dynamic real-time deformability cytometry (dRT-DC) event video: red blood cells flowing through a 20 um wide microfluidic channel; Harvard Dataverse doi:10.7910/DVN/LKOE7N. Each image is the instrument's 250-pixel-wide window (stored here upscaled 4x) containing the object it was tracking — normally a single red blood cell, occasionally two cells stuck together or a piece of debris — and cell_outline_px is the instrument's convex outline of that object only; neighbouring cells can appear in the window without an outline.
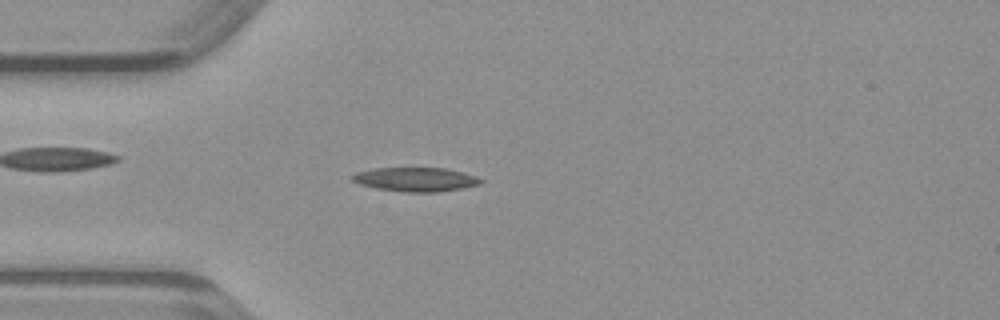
{"species": "common noctule bat (a hibernating species)", "species_latin": "Nyctalus noctula", "temperature_condition": "warm", "stored_images_in_passage": 42, "camera_frame_rate_fps": 3000, "um_per_image_px": 0.085, "animal": {"sex": "male", "body_mass_g": 23.1, "forearm_length_mm": 52.7}, "frame": {"image": 1, "passage_image": 7, "time_ms": 2.0, "image_size_px": [1000, 320], "cell_outline_px": [[484, 180], [480, 184], [464, 188], [440, 192], [404, 192], [376, 188], [360, 184], [352, 180], [348, 176], [356, 172], [372, 168], [444, 168], [464, 172], [476, 176]], "centroid_in_image_um": [35.33, 15.25], "position_along_channel_um": 49.7, "area_um2": 18.21}}
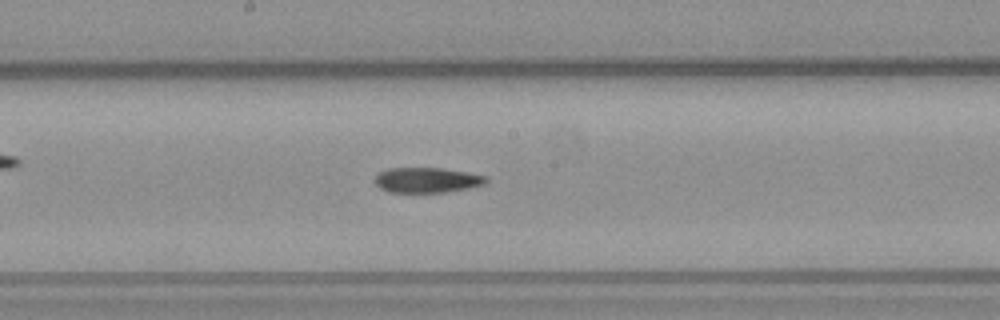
{"frame": {"image": 2, "passage_image": 19, "time_ms": 6.0, "image_size_px": [1000, 320], "cell_outline_px": [[488, 180], [484, 184], [468, 188], [444, 192], [388, 192], [380, 188], [372, 180], [380, 172], [388, 168], [440, 168], [468, 172], [488, 176]], "centroid_in_image_um": [36.28, 15.3], "position_along_channel_um": 211.9, "area_um2": 16.36}}
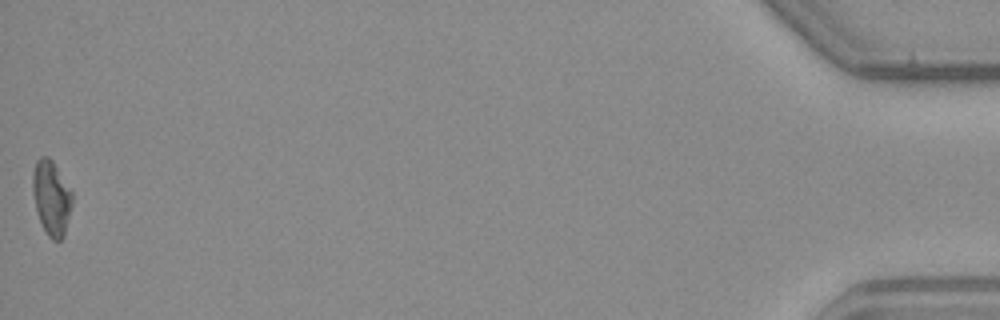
{"frame": {"image": 3, "passage_image": 42, "time_ms": 13.667, "image_size_px": [1000, 320], "cell_outline_px": [[72, 204], [64, 236], [60, 240], [52, 240], [48, 236], [36, 212], [32, 192], [32, 172], [36, 160], [40, 156], [48, 156], [52, 160], [72, 192]], "centroid_in_image_um": [4.35, 16.79], "position_along_channel_um": 430.9, "area_um2": 17.22}}